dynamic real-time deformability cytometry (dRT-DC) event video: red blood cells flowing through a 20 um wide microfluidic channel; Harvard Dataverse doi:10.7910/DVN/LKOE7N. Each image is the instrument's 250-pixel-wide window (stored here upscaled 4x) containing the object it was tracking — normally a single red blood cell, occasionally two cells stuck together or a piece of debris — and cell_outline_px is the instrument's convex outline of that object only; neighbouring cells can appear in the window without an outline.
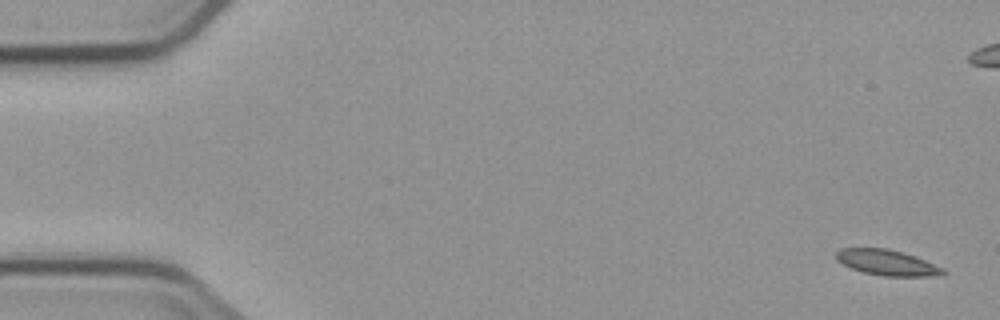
{"species": "common noctule bat (a hibernating species)", "species_latin": "Nyctalus noctula", "temperature_condition": "cold", "stored_images_in_passage": 10, "camera_frame_rate_fps": 3000, "um_per_image_px": 0.085, "animal": {"sex": "male", "body_mass_g": 23.1, "forearm_length_mm": 52.7}, "frame": {"image": 1, "passage_image": 1, "time_ms": 0.0, "image_size_px": [1000, 320], "cell_outline_px": [[948, 272], [932, 276], [884, 276], [864, 272], [852, 268], [836, 260], [836, 252], [840, 248], [888, 248], [924, 260], [944, 268]], "centroid_in_image_um": [75.38, 22.32], "position_along_channel_um": 9.6, "area_um2": 15.66}}
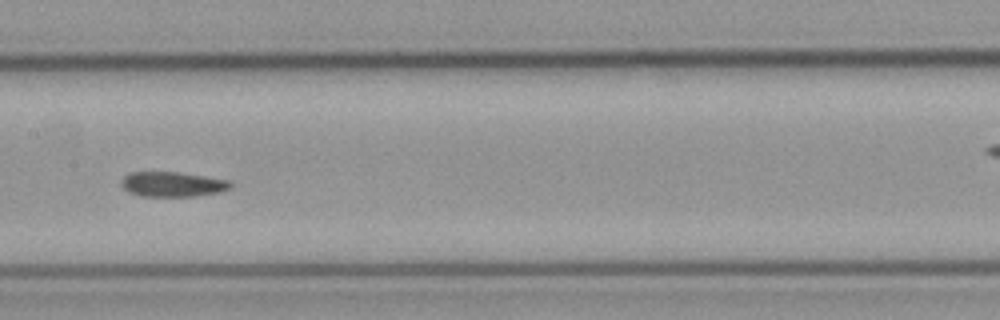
{"frame": {"image": 2, "passage_image": 7, "time_ms": 8.667, "image_size_px": [1000, 320], "cell_outline_px": [[232, 184], [228, 188], [220, 192], [196, 196], [140, 196], [128, 192], [120, 184], [120, 180], [128, 172], [180, 172], [228, 180]], "centroid_in_image_um": [14.61, 15.66], "position_along_channel_um": 192.8, "area_um2": 15.9}}
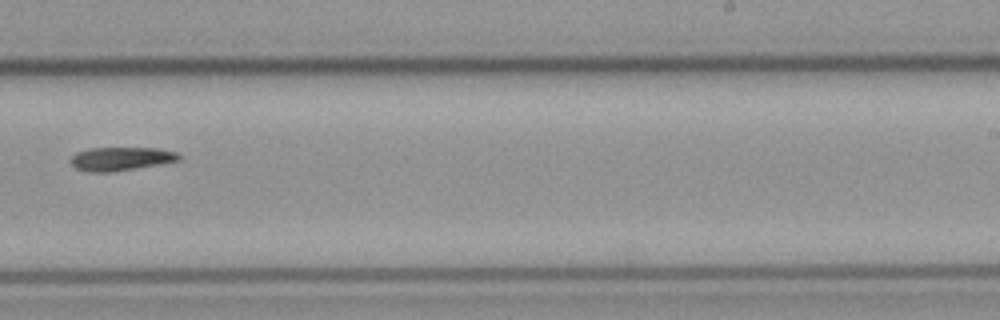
{"frame": {"image": 3, "passage_image": 10, "time_ms": 13.0, "image_size_px": [1000, 320], "cell_outline_px": [[180, 160], [160, 164], [112, 172], [88, 172], [76, 168], [68, 160], [76, 152], [88, 148], [156, 148], [176, 152], [180, 156]], "centroid_in_image_um": [10.23, 13.5], "position_along_channel_um": 278.8, "area_um2": 14.85}}